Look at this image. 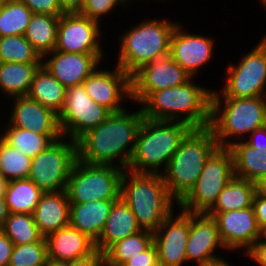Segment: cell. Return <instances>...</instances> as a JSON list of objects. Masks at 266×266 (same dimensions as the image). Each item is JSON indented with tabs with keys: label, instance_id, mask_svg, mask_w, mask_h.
<instances>
[{
	"label": "cell",
	"instance_id": "13",
	"mask_svg": "<svg viewBox=\"0 0 266 266\" xmlns=\"http://www.w3.org/2000/svg\"><path fill=\"white\" fill-rule=\"evenodd\" d=\"M191 78L168 54L143 65L131 76V98L142 103L152 92L183 85Z\"/></svg>",
	"mask_w": 266,
	"mask_h": 266
},
{
	"label": "cell",
	"instance_id": "15",
	"mask_svg": "<svg viewBox=\"0 0 266 266\" xmlns=\"http://www.w3.org/2000/svg\"><path fill=\"white\" fill-rule=\"evenodd\" d=\"M189 230V212L182 210L178 217L177 215L173 217L171 213L164 219L163 223L154 232V244L157 248L159 264L163 266H181L184 261H187L186 244Z\"/></svg>",
	"mask_w": 266,
	"mask_h": 266
},
{
	"label": "cell",
	"instance_id": "37",
	"mask_svg": "<svg viewBox=\"0 0 266 266\" xmlns=\"http://www.w3.org/2000/svg\"><path fill=\"white\" fill-rule=\"evenodd\" d=\"M31 158L0 138V174L7 180L28 178Z\"/></svg>",
	"mask_w": 266,
	"mask_h": 266
},
{
	"label": "cell",
	"instance_id": "18",
	"mask_svg": "<svg viewBox=\"0 0 266 266\" xmlns=\"http://www.w3.org/2000/svg\"><path fill=\"white\" fill-rule=\"evenodd\" d=\"M206 214L216 220L221 241L227 250L245 248L254 240L262 239L252 207Z\"/></svg>",
	"mask_w": 266,
	"mask_h": 266
},
{
	"label": "cell",
	"instance_id": "27",
	"mask_svg": "<svg viewBox=\"0 0 266 266\" xmlns=\"http://www.w3.org/2000/svg\"><path fill=\"white\" fill-rule=\"evenodd\" d=\"M27 96L59 115L65 103L66 88L42 64Z\"/></svg>",
	"mask_w": 266,
	"mask_h": 266
},
{
	"label": "cell",
	"instance_id": "3",
	"mask_svg": "<svg viewBox=\"0 0 266 266\" xmlns=\"http://www.w3.org/2000/svg\"><path fill=\"white\" fill-rule=\"evenodd\" d=\"M125 172L120 180V198L131 209L142 230L155 232L173 211L174 198L167 190L162 173L129 171V182V175Z\"/></svg>",
	"mask_w": 266,
	"mask_h": 266
},
{
	"label": "cell",
	"instance_id": "23",
	"mask_svg": "<svg viewBox=\"0 0 266 266\" xmlns=\"http://www.w3.org/2000/svg\"><path fill=\"white\" fill-rule=\"evenodd\" d=\"M70 202L66 191L46 192L33 212L34 221L44 238L69 226Z\"/></svg>",
	"mask_w": 266,
	"mask_h": 266
},
{
	"label": "cell",
	"instance_id": "29",
	"mask_svg": "<svg viewBox=\"0 0 266 266\" xmlns=\"http://www.w3.org/2000/svg\"><path fill=\"white\" fill-rule=\"evenodd\" d=\"M42 63L0 62V88L11 95L27 96L36 71Z\"/></svg>",
	"mask_w": 266,
	"mask_h": 266
},
{
	"label": "cell",
	"instance_id": "43",
	"mask_svg": "<svg viewBox=\"0 0 266 266\" xmlns=\"http://www.w3.org/2000/svg\"><path fill=\"white\" fill-rule=\"evenodd\" d=\"M252 208L256 217L259 229L263 232L266 230V197L255 193Z\"/></svg>",
	"mask_w": 266,
	"mask_h": 266
},
{
	"label": "cell",
	"instance_id": "38",
	"mask_svg": "<svg viewBox=\"0 0 266 266\" xmlns=\"http://www.w3.org/2000/svg\"><path fill=\"white\" fill-rule=\"evenodd\" d=\"M47 244L39 242L14 245L8 266H46Z\"/></svg>",
	"mask_w": 266,
	"mask_h": 266
},
{
	"label": "cell",
	"instance_id": "44",
	"mask_svg": "<svg viewBox=\"0 0 266 266\" xmlns=\"http://www.w3.org/2000/svg\"><path fill=\"white\" fill-rule=\"evenodd\" d=\"M104 253L95 249L90 255L69 262V266H102Z\"/></svg>",
	"mask_w": 266,
	"mask_h": 266
},
{
	"label": "cell",
	"instance_id": "47",
	"mask_svg": "<svg viewBox=\"0 0 266 266\" xmlns=\"http://www.w3.org/2000/svg\"><path fill=\"white\" fill-rule=\"evenodd\" d=\"M266 135V125L263 126V127H260L258 129H255L253 132H252V139L250 138V141H247L246 143L248 145H250L251 147L253 148H266V143L265 141L264 142H260L259 140H257L256 137H258V134L260 135ZM256 138V139H255ZM259 138V137H258Z\"/></svg>",
	"mask_w": 266,
	"mask_h": 266
},
{
	"label": "cell",
	"instance_id": "8",
	"mask_svg": "<svg viewBox=\"0 0 266 266\" xmlns=\"http://www.w3.org/2000/svg\"><path fill=\"white\" fill-rule=\"evenodd\" d=\"M123 171L114 164H88L77 159L72 166L65 190L69 202L118 200Z\"/></svg>",
	"mask_w": 266,
	"mask_h": 266
},
{
	"label": "cell",
	"instance_id": "45",
	"mask_svg": "<svg viewBox=\"0 0 266 266\" xmlns=\"http://www.w3.org/2000/svg\"><path fill=\"white\" fill-rule=\"evenodd\" d=\"M14 248L13 242L0 229V266H8Z\"/></svg>",
	"mask_w": 266,
	"mask_h": 266
},
{
	"label": "cell",
	"instance_id": "50",
	"mask_svg": "<svg viewBox=\"0 0 266 266\" xmlns=\"http://www.w3.org/2000/svg\"><path fill=\"white\" fill-rule=\"evenodd\" d=\"M8 181L0 174V197H4Z\"/></svg>",
	"mask_w": 266,
	"mask_h": 266
},
{
	"label": "cell",
	"instance_id": "11",
	"mask_svg": "<svg viewBox=\"0 0 266 266\" xmlns=\"http://www.w3.org/2000/svg\"><path fill=\"white\" fill-rule=\"evenodd\" d=\"M222 95L212 91V98H252L266 96V36L236 67L229 65ZM221 95V96H220Z\"/></svg>",
	"mask_w": 266,
	"mask_h": 266
},
{
	"label": "cell",
	"instance_id": "19",
	"mask_svg": "<svg viewBox=\"0 0 266 266\" xmlns=\"http://www.w3.org/2000/svg\"><path fill=\"white\" fill-rule=\"evenodd\" d=\"M10 118V126L46 135L52 142L63 138L59 115L28 96H17Z\"/></svg>",
	"mask_w": 266,
	"mask_h": 266
},
{
	"label": "cell",
	"instance_id": "53",
	"mask_svg": "<svg viewBox=\"0 0 266 266\" xmlns=\"http://www.w3.org/2000/svg\"><path fill=\"white\" fill-rule=\"evenodd\" d=\"M262 239H265V240H266V230H264V231L262 232Z\"/></svg>",
	"mask_w": 266,
	"mask_h": 266
},
{
	"label": "cell",
	"instance_id": "41",
	"mask_svg": "<svg viewBox=\"0 0 266 266\" xmlns=\"http://www.w3.org/2000/svg\"><path fill=\"white\" fill-rule=\"evenodd\" d=\"M158 263V252L153 242L146 250L130 257L121 266H156Z\"/></svg>",
	"mask_w": 266,
	"mask_h": 266
},
{
	"label": "cell",
	"instance_id": "55",
	"mask_svg": "<svg viewBox=\"0 0 266 266\" xmlns=\"http://www.w3.org/2000/svg\"><path fill=\"white\" fill-rule=\"evenodd\" d=\"M262 2H263V4L265 5V7H266V0H261Z\"/></svg>",
	"mask_w": 266,
	"mask_h": 266
},
{
	"label": "cell",
	"instance_id": "26",
	"mask_svg": "<svg viewBox=\"0 0 266 266\" xmlns=\"http://www.w3.org/2000/svg\"><path fill=\"white\" fill-rule=\"evenodd\" d=\"M233 155L234 176L256 182L266 175V148H253L245 142H227Z\"/></svg>",
	"mask_w": 266,
	"mask_h": 266
},
{
	"label": "cell",
	"instance_id": "10",
	"mask_svg": "<svg viewBox=\"0 0 266 266\" xmlns=\"http://www.w3.org/2000/svg\"><path fill=\"white\" fill-rule=\"evenodd\" d=\"M60 140L53 141L44 151L31 158L28 179L44 193L65 191L72 166L77 160V142Z\"/></svg>",
	"mask_w": 266,
	"mask_h": 266
},
{
	"label": "cell",
	"instance_id": "32",
	"mask_svg": "<svg viewBox=\"0 0 266 266\" xmlns=\"http://www.w3.org/2000/svg\"><path fill=\"white\" fill-rule=\"evenodd\" d=\"M154 242V232L141 230L112 244L104 252V262L109 266H121L125 261L146 250Z\"/></svg>",
	"mask_w": 266,
	"mask_h": 266
},
{
	"label": "cell",
	"instance_id": "28",
	"mask_svg": "<svg viewBox=\"0 0 266 266\" xmlns=\"http://www.w3.org/2000/svg\"><path fill=\"white\" fill-rule=\"evenodd\" d=\"M59 17L33 13L30 18L24 36L41 58L56 48Z\"/></svg>",
	"mask_w": 266,
	"mask_h": 266
},
{
	"label": "cell",
	"instance_id": "14",
	"mask_svg": "<svg viewBox=\"0 0 266 266\" xmlns=\"http://www.w3.org/2000/svg\"><path fill=\"white\" fill-rule=\"evenodd\" d=\"M99 22L79 12L64 13L59 17L55 50L66 53L95 54L102 59L98 42Z\"/></svg>",
	"mask_w": 266,
	"mask_h": 266
},
{
	"label": "cell",
	"instance_id": "42",
	"mask_svg": "<svg viewBox=\"0 0 266 266\" xmlns=\"http://www.w3.org/2000/svg\"><path fill=\"white\" fill-rule=\"evenodd\" d=\"M247 255L261 266H266V240H254L246 247Z\"/></svg>",
	"mask_w": 266,
	"mask_h": 266
},
{
	"label": "cell",
	"instance_id": "7",
	"mask_svg": "<svg viewBox=\"0 0 266 266\" xmlns=\"http://www.w3.org/2000/svg\"><path fill=\"white\" fill-rule=\"evenodd\" d=\"M266 96L252 98H211V119L209 127L218 146L227 148V138L252 133L266 125ZM225 108L221 110V101ZM220 111L222 113H220ZM226 138V141L224 140Z\"/></svg>",
	"mask_w": 266,
	"mask_h": 266
},
{
	"label": "cell",
	"instance_id": "51",
	"mask_svg": "<svg viewBox=\"0 0 266 266\" xmlns=\"http://www.w3.org/2000/svg\"><path fill=\"white\" fill-rule=\"evenodd\" d=\"M46 266H69V262L55 261L52 259H48Z\"/></svg>",
	"mask_w": 266,
	"mask_h": 266
},
{
	"label": "cell",
	"instance_id": "52",
	"mask_svg": "<svg viewBox=\"0 0 266 266\" xmlns=\"http://www.w3.org/2000/svg\"><path fill=\"white\" fill-rule=\"evenodd\" d=\"M213 266H230L226 261Z\"/></svg>",
	"mask_w": 266,
	"mask_h": 266
},
{
	"label": "cell",
	"instance_id": "17",
	"mask_svg": "<svg viewBox=\"0 0 266 266\" xmlns=\"http://www.w3.org/2000/svg\"><path fill=\"white\" fill-rule=\"evenodd\" d=\"M218 246L224 247L216 220L206 213H190V230L186 244L187 261L196 260L198 266H213L225 262L213 255Z\"/></svg>",
	"mask_w": 266,
	"mask_h": 266
},
{
	"label": "cell",
	"instance_id": "24",
	"mask_svg": "<svg viewBox=\"0 0 266 266\" xmlns=\"http://www.w3.org/2000/svg\"><path fill=\"white\" fill-rule=\"evenodd\" d=\"M116 201L95 200L85 203H70L69 226L78 229L96 242Z\"/></svg>",
	"mask_w": 266,
	"mask_h": 266
},
{
	"label": "cell",
	"instance_id": "31",
	"mask_svg": "<svg viewBox=\"0 0 266 266\" xmlns=\"http://www.w3.org/2000/svg\"><path fill=\"white\" fill-rule=\"evenodd\" d=\"M44 192L30 179H14L7 183L5 202L10 213L33 214Z\"/></svg>",
	"mask_w": 266,
	"mask_h": 266
},
{
	"label": "cell",
	"instance_id": "35",
	"mask_svg": "<svg viewBox=\"0 0 266 266\" xmlns=\"http://www.w3.org/2000/svg\"><path fill=\"white\" fill-rule=\"evenodd\" d=\"M7 128L1 139L30 158L37 156L52 143L46 135L35 133L33 130H25L14 126H8Z\"/></svg>",
	"mask_w": 266,
	"mask_h": 266
},
{
	"label": "cell",
	"instance_id": "36",
	"mask_svg": "<svg viewBox=\"0 0 266 266\" xmlns=\"http://www.w3.org/2000/svg\"><path fill=\"white\" fill-rule=\"evenodd\" d=\"M42 60L24 35L0 37V62L42 63Z\"/></svg>",
	"mask_w": 266,
	"mask_h": 266
},
{
	"label": "cell",
	"instance_id": "34",
	"mask_svg": "<svg viewBox=\"0 0 266 266\" xmlns=\"http://www.w3.org/2000/svg\"><path fill=\"white\" fill-rule=\"evenodd\" d=\"M14 245L39 242L44 239L33 214L9 213L4 225L0 228Z\"/></svg>",
	"mask_w": 266,
	"mask_h": 266
},
{
	"label": "cell",
	"instance_id": "4",
	"mask_svg": "<svg viewBox=\"0 0 266 266\" xmlns=\"http://www.w3.org/2000/svg\"><path fill=\"white\" fill-rule=\"evenodd\" d=\"M211 128H192L182 139L162 176L179 203L194 187L207 159L218 148Z\"/></svg>",
	"mask_w": 266,
	"mask_h": 266
},
{
	"label": "cell",
	"instance_id": "49",
	"mask_svg": "<svg viewBox=\"0 0 266 266\" xmlns=\"http://www.w3.org/2000/svg\"><path fill=\"white\" fill-rule=\"evenodd\" d=\"M256 193L260 196L266 197V175L255 182Z\"/></svg>",
	"mask_w": 266,
	"mask_h": 266
},
{
	"label": "cell",
	"instance_id": "21",
	"mask_svg": "<svg viewBox=\"0 0 266 266\" xmlns=\"http://www.w3.org/2000/svg\"><path fill=\"white\" fill-rule=\"evenodd\" d=\"M53 57L42 63L66 89L81 85L101 61L95 54L51 52Z\"/></svg>",
	"mask_w": 266,
	"mask_h": 266
},
{
	"label": "cell",
	"instance_id": "30",
	"mask_svg": "<svg viewBox=\"0 0 266 266\" xmlns=\"http://www.w3.org/2000/svg\"><path fill=\"white\" fill-rule=\"evenodd\" d=\"M256 186L250 180L234 176L218 195L208 212H226L252 207Z\"/></svg>",
	"mask_w": 266,
	"mask_h": 266
},
{
	"label": "cell",
	"instance_id": "2",
	"mask_svg": "<svg viewBox=\"0 0 266 266\" xmlns=\"http://www.w3.org/2000/svg\"><path fill=\"white\" fill-rule=\"evenodd\" d=\"M152 92L142 103L144 118L149 120L178 121L191 128L210 125L212 92L192 83ZM184 113L185 118L180 117Z\"/></svg>",
	"mask_w": 266,
	"mask_h": 266
},
{
	"label": "cell",
	"instance_id": "54",
	"mask_svg": "<svg viewBox=\"0 0 266 266\" xmlns=\"http://www.w3.org/2000/svg\"><path fill=\"white\" fill-rule=\"evenodd\" d=\"M5 0H0V10Z\"/></svg>",
	"mask_w": 266,
	"mask_h": 266
},
{
	"label": "cell",
	"instance_id": "12",
	"mask_svg": "<svg viewBox=\"0 0 266 266\" xmlns=\"http://www.w3.org/2000/svg\"><path fill=\"white\" fill-rule=\"evenodd\" d=\"M110 114L107 108L90 98L83 84L69 87L59 114L62 135L64 137L68 133L71 136L69 138L76 141L85 132L105 121Z\"/></svg>",
	"mask_w": 266,
	"mask_h": 266
},
{
	"label": "cell",
	"instance_id": "40",
	"mask_svg": "<svg viewBox=\"0 0 266 266\" xmlns=\"http://www.w3.org/2000/svg\"><path fill=\"white\" fill-rule=\"evenodd\" d=\"M33 13L50 16H61L64 12L61 9L59 0H21Z\"/></svg>",
	"mask_w": 266,
	"mask_h": 266
},
{
	"label": "cell",
	"instance_id": "48",
	"mask_svg": "<svg viewBox=\"0 0 266 266\" xmlns=\"http://www.w3.org/2000/svg\"><path fill=\"white\" fill-rule=\"evenodd\" d=\"M9 210L4 197H0V228L4 225L9 215Z\"/></svg>",
	"mask_w": 266,
	"mask_h": 266
},
{
	"label": "cell",
	"instance_id": "16",
	"mask_svg": "<svg viewBox=\"0 0 266 266\" xmlns=\"http://www.w3.org/2000/svg\"><path fill=\"white\" fill-rule=\"evenodd\" d=\"M116 66L114 72L95 69L82 83L90 98L111 113L125 110L121 99L132 94L131 76Z\"/></svg>",
	"mask_w": 266,
	"mask_h": 266
},
{
	"label": "cell",
	"instance_id": "22",
	"mask_svg": "<svg viewBox=\"0 0 266 266\" xmlns=\"http://www.w3.org/2000/svg\"><path fill=\"white\" fill-rule=\"evenodd\" d=\"M47 257L55 261L70 262L90 255L95 242L78 229L67 226L45 237Z\"/></svg>",
	"mask_w": 266,
	"mask_h": 266
},
{
	"label": "cell",
	"instance_id": "5",
	"mask_svg": "<svg viewBox=\"0 0 266 266\" xmlns=\"http://www.w3.org/2000/svg\"><path fill=\"white\" fill-rule=\"evenodd\" d=\"M191 129L183 122L144 118L127 169L135 173L159 174L158 168L164 164L165 171L182 139Z\"/></svg>",
	"mask_w": 266,
	"mask_h": 266
},
{
	"label": "cell",
	"instance_id": "33",
	"mask_svg": "<svg viewBox=\"0 0 266 266\" xmlns=\"http://www.w3.org/2000/svg\"><path fill=\"white\" fill-rule=\"evenodd\" d=\"M32 15L21 0H5L0 10V37L24 35Z\"/></svg>",
	"mask_w": 266,
	"mask_h": 266
},
{
	"label": "cell",
	"instance_id": "20",
	"mask_svg": "<svg viewBox=\"0 0 266 266\" xmlns=\"http://www.w3.org/2000/svg\"><path fill=\"white\" fill-rule=\"evenodd\" d=\"M176 25L170 40V56L192 77L212 57L213 39L184 33Z\"/></svg>",
	"mask_w": 266,
	"mask_h": 266
},
{
	"label": "cell",
	"instance_id": "6",
	"mask_svg": "<svg viewBox=\"0 0 266 266\" xmlns=\"http://www.w3.org/2000/svg\"><path fill=\"white\" fill-rule=\"evenodd\" d=\"M176 23L146 20L125 33L117 65L132 76L143 65L170 53V40Z\"/></svg>",
	"mask_w": 266,
	"mask_h": 266
},
{
	"label": "cell",
	"instance_id": "9",
	"mask_svg": "<svg viewBox=\"0 0 266 266\" xmlns=\"http://www.w3.org/2000/svg\"><path fill=\"white\" fill-rule=\"evenodd\" d=\"M233 177L232 152L218 147L207 159L194 187L178 205L189 213H207Z\"/></svg>",
	"mask_w": 266,
	"mask_h": 266
},
{
	"label": "cell",
	"instance_id": "39",
	"mask_svg": "<svg viewBox=\"0 0 266 266\" xmlns=\"http://www.w3.org/2000/svg\"><path fill=\"white\" fill-rule=\"evenodd\" d=\"M130 0H85L80 14L90 18L91 20L100 22L98 18L109 13L117 4L123 5Z\"/></svg>",
	"mask_w": 266,
	"mask_h": 266
},
{
	"label": "cell",
	"instance_id": "25",
	"mask_svg": "<svg viewBox=\"0 0 266 266\" xmlns=\"http://www.w3.org/2000/svg\"><path fill=\"white\" fill-rule=\"evenodd\" d=\"M141 230L131 209L119 198L111 208L104 229L95 242V247L104 253L112 244Z\"/></svg>",
	"mask_w": 266,
	"mask_h": 266
},
{
	"label": "cell",
	"instance_id": "1",
	"mask_svg": "<svg viewBox=\"0 0 266 266\" xmlns=\"http://www.w3.org/2000/svg\"><path fill=\"white\" fill-rule=\"evenodd\" d=\"M126 112L111 113L105 121L79 137L76 140L77 159L88 164L112 165V161L119 157L120 168L125 170L133 155L137 133L144 119L141 109L132 114ZM129 144H132L131 147Z\"/></svg>",
	"mask_w": 266,
	"mask_h": 266
},
{
	"label": "cell",
	"instance_id": "46",
	"mask_svg": "<svg viewBox=\"0 0 266 266\" xmlns=\"http://www.w3.org/2000/svg\"><path fill=\"white\" fill-rule=\"evenodd\" d=\"M85 0H59L61 9L64 13L80 12Z\"/></svg>",
	"mask_w": 266,
	"mask_h": 266
}]
</instances>
